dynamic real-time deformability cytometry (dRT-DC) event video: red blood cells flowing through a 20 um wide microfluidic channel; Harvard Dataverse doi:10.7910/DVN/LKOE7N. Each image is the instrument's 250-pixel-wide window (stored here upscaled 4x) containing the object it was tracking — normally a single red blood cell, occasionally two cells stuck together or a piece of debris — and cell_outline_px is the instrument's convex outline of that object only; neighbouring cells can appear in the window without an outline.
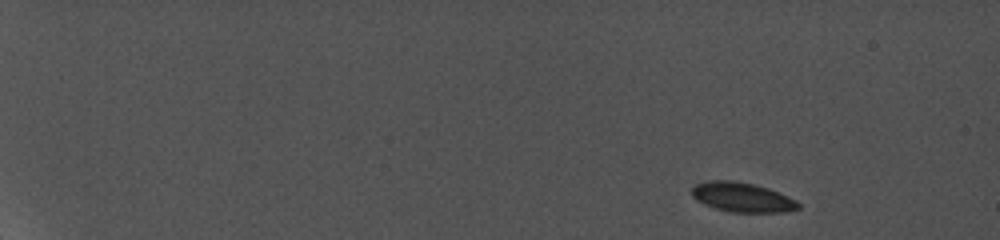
{"species": "common noctule bat (a hibernating species)", "species_latin": "Nyctalus noctula", "temperature_condition": "cold", "stored_images_in_passage": 10, "camera_frame_rate_fps": 5000, "um_per_image_px": 0.085, "animal": {"sex": "female", "body_mass_g": 19.0, "forearm_length_mm": 56.7}, "frame": {"image": 1, "passage_image": 1, "time_ms": 0.0, "image_size_px": [1000, 240], "cell_outline_px": [[800, 208], [784, 212], [732, 212], [716, 208], [704, 204], [696, 200], [692, 196], [692, 188], [696, 184], [708, 180], [732, 180], [752, 184], [768, 188], [788, 196], [796, 200], [800, 204]], "centroid_in_image_um": [63.08, 16.76], "position_along_channel_um": 21.9, "area_um2": 18.26}}
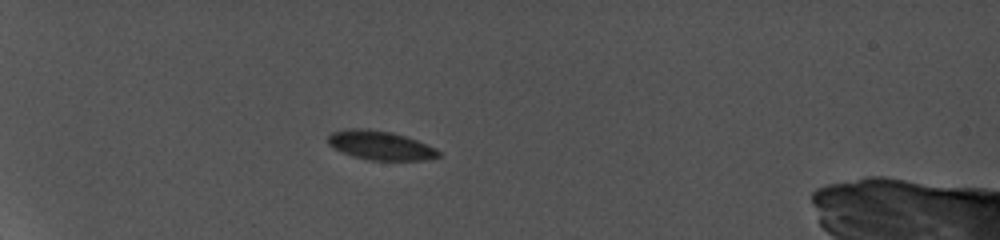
{"frame": {"image": 2, "passage_image": 6, "time_ms": 4.4, "image_size_px": [1000, 240], "cell_outline_px": [[440, 156], [428, 160], [368, 160], [352, 156], [328, 144], [328, 136], [332, 132], [348, 128], [368, 128], [392, 132], [428, 144], [436, 148], [440, 152]], "centroid_in_image_um": [32.35, 12.35], "position_along_channel_um": 52.6, "area_um2": 18.73}}
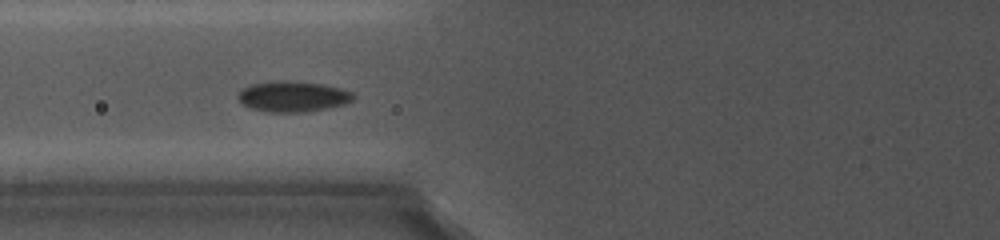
{"frame": {"image": 3, "passage_image": 9, "time_ms": 7.0, "image_size_px": [1000, 240], "cell_outline_px": [[352, 100], [344, 104], [328, 108], [304, 112], [268, 112], [252, 108], [244, 104], [236, 96], [244, 88], [252, 84], [268, 80], [292, 80], [324, 84], [340, 88], [352, 92]], "centroid_in_image_um": [24.88, 8.18], "position_along_channel_um": 100.9, "area_um2": 20.63}}